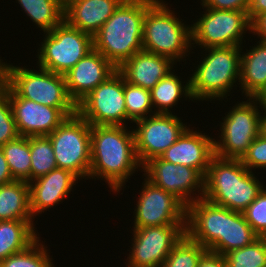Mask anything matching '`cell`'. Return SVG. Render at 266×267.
<instances>
[{"label": "cell", "instance_id": "6da1fadb", "mask_svg": "<svg viewBox=\"0 0 266 267\" xmlns=\"http://www.w3.org/2000/svg\"><path fill=\"white\" fill-rule=\"evenodd\" d=\"M186 235L208 251L225 255L252 244L259 236L242 212L200 198L186 207Z\"/></svg>", "mask_w": 266, "mask_h": 267}, {"label": "cell", "instance_id": "7a4b0ae2", "mask_svg": "<svg viewBox=\"0 0 266 267\" xmlns=\"http://www.w3.org/2000/svg\"><path fill=\"white\" fill-rule=\"evenodd\" d=\"M136 169L142 170V165L136 154L133 129L130 131L126 126L91 125L89 179H104L112 192L119 193L128 182L127 179L135 171L138 172Z\"/></svg>", "mask_w": 266, "mask_h": 267}, {"label": "cell", "instance_id": "3957f363", "mask_svg": "<svg viewBox=\"0 0 266 267\" xmlns=\"http://www.w3.org/2000/svg\"><path fill=\"white\" fill-rule=\"evenodd\" d=\"M156 0H124L93 36V48L117 69L143 51V20Z\"/></svg>", "mask_w": 266, "mask_h": 267}, {"label": "cell", "instance_id": "277c9868", "mask_svg": "<svg viewBox=\"0 0 266 267\" xmlns=\"http://www.w3.org/2000/svg\"><path fill=\"white\" fill-rule=\"evenodd\" d=\"M254 175L240 159L214 156L204 177L203 197L232 211L243 212L264 188Z\"/></svg>", "mask_w": 266, "mask_h": 267}, {"label": "cell", "instance_id": "5b68a950", "mask_svg": "<svg viewBox=\"0 0 266 267\" xmlns=\"http://www.w3.org/2000/svg\"><path fill=\"white\" fill-rule=\"evenodd\" d=\"M0 62V81L9 97H22L58 109H77L68 94L64 75L38 67L39 70Z\"/></svg>", "mask_w": 266, "mask_h": 267}, {"label": "cell", "instance_id": "8992f818", "mask_svg": "<svg viewBox=\"0 0 266 267\" xmlns=\"http://www.w3.org/2000/svg\"><path fill=\"white\" fill-rule=\"evenodd\" d=\"M204 51L205 57L189 77L191 95L197 101H220L230 96L234 84L240 80L243 49L225 46L207 48Z\"/></svg>", "mask_w": 266, "mask_h": 267}, {"label": "cell", "instance_id": "52a82bcc", "mask_svg": "<svg viewBox=\"0 0 266 267\" xmlns=\"http://www.w3.org/2000/svg\"><path fill=\"white\" fill-rule=\"evenodd\" d=\"M167 5L163 0H156L146 10L143 20V51L168 57L175 63L181 60L184 62L186 59L183 58L190 55L192 48L191 26L182 23Z\"/></svg>", "mask_w": 266, "mask_h": 267}, {"label": "cell", "instance_id": "ba28073f", "mask_svg": "<svg viewBox=\"0 0 266 267\" xmlns=\"http://www.w3.org/2000/svg\"><path fill=\"white\" fill-rule=\"evenodd\" d=\"M247 99V101L237 102L222 118L221 136L218 137L221 140H214L215 156L224 159H241L259 135L263 107L258 98Z\"/></svg>", "mask_w": 266, "mask_h": 267}, {"label": "cell", "instance_id": "9c48e42d", "mask_svg": "<svg viewBox=\"0 0 266 267\" xmlns=\"http://www.w3.org/2000/svg\"><path fill=\"white\" fill-rule=\"evenodd\" d=\"M47 137L53 146L57 168L71 171L79 180H87L91 163V125L75 113Z\"/></svg>", "mask_w": 266, "mask_h": 267}, {"label": "cell", "instance_id": "30bf717a", "mask_svg": "<svg viewBox=\"0 0 266 267\" xmlns=\"http://www.w3.org/2000/svg\"><path fill=\"white\" fill-rule=\"evenodd\" d=\"M44 34L37 65L56 74L65 75L93 49V37L65 20Z\"/></svg>", "mask_w": 266, "mask_h": 267}, {"label": "cell", "instance_id": "8fae6325", "mask_svg": "<svg viewBox=\"0 0 266 267\" xmlns=\"http://www.w3.org/2000/svg\"><path fill=\"white\" fill-rule=\"evenodd\" d=\"M202 17L191 25L192 46L213 48L225 46L243 47V36L251 31L246 11L218 10L203 7ZM244 34V35H243ZM195 44V45H194Z\"/></svg>", "mask_w": 266, "mask_h": 267}, {"label": "cell", "instance_id": "7c38bea8", "mask_svg": "<svg viewBox=\"0 0 266 267\" xmlns=\"http://www.w3.org/2000/svg\"><path fill=\"white\" fill-rule=\"evenodd\" d=\"M77 113L90 125L127 126L124 76L117 70L77 104Z\"/></svg>", "mask_w": 266, "mask_h": 267}, {"label": "cell", "instance_id": "4fadbf2b", "mask_svg": "<svg viewBox=\"0 0 266 267\" xmlns=\"http://www.w3.org/2000/svg\"><path fill=\"white\" fill-rule=\"evenodd\" d=\"M186 225L134 228L126 266L161 267L175 245L186 234Z\"/></svg>", "mask_w": 266, "mask_h": 267}, {"label": "cell", "instance_id": "5bb4252c", "mask_svg": "<svg viewBox=\"0 0 266 267\" xmlns=\"http://www.w3.org/2000/svg\"><path fill=\"white\" fill-rule=\"evenodd\" d=\"M142 169L145 172L143 175L148 181L173 194L186 207L193 201L203 198L204 176L194 168L180 164L175 165L161 157H155L146 162Z\"/></svg>", "mask_w": 266, "mask_h": 267}, {"label": "cell", "instance_id": "9a60e30c", "mask_svg": "<svg viewBox=\"0 0 266 267\" xmlns=\"http://www.w3.org/2000/svg\"><path fill=\"white\" fill-rule=\"evenodd\" d=\"M135 123V148L142 166L152 158L160 157L188 128L174 114H154Z\"/></svg>", "mask_w": 266, "mask_h": 267}, {"label": "cell", "instance_id": "2e32d148", "mask_svg": "<svg viewBox=\"0 0 266 267\" xmlns=\"http://www.w3.org/2000/svg\"><path fill=\"white\" fill-rule=\"evenodd\" d=\"M134 209L133 228L186 225V206L173 194L144 178Z\"/></svg>", "mask_w": 266, "mask_h": 267}, {"label": "cell", "instance_id": "e0dca14e", "mask_svg": "<svg viewBox=\"0 0 266 267\" xmlns=\"http://www.w3.org/2000/svg\"><path fill=\"white\" fill-rule=\"evenodd\" d=\"M20 136H48L77 109H58L22 97H9Z\"/></svg>", "mask_w": 266, "mask_h": 267}, {"label": "cell", "instance_id": "ac0fdd59", "mask_svg": "<svg viewBox=\"0 0 266 267\" xmlns=\"http://www.w3.org/2000/svg\"><path fill=\"white\" fill-rule=\"evenodd\" d=\"M116 71L117 68L93 48L64 75L69 96L77 105Z\"/></svg>", "mask_w": 266, "mask_h": 267}, {"label": "cell", "instance_id": "d6986e66", "mask_svg": "<svg viewBox=\"0 0 266 267\" xmlns=\"http://www.w3.org/2000/svg\"><path fill=\"white\" fill-rule=\"evenodd\" d=\"M214 140L205 133L188 128L160 156L175 165H185L198 170L204 177L214 154Z\"/></svg>", "mask_w": 266, "mask_h": 267}, {"label": "cell", "instance_id": "ffe728a7", "mask_svg": "<svg viewBox=\"0 0 266 267\" xmlns=\"http://www.w3.org/2000/svg\"><path fill=\"white\" fill-rule=\"evenodd\" d=\"M78 179L69 170L55 168L48 174L29 182L30 212L33 218L60 204L73 191Z\"/></svg>", "mask_w": 266, "mask_h": 267}, {"label": "cell", "instance_id": "44dd1931", "mask_svg": "<svg viewBox=\"0 0 266 267\" xmlns=\"http://www.w3.org/2000/svg\"><path fill=\"white\" fill-rule=\"evenodd\" d=\"M123 1L64 0V20L93 37Z\"/></svg>", "mask_w": 266, "mask_h": 267}, {"label": "cell", "instance_id": "7402d4cb", "mask_svg": "<svg viewBox=\"0 0 266 267\" xmlns=\"http://www.w3.org/2000/svg\"><path fill=\"white\" fill-rule=\"evenodd\" d=\"M175 62L170 58L140 51L127 59L117 70L126 82L151 90L173 70Z\"/></svg>", "mask_w": 266, "mask_h": 267}, {"label": "cell", "instance_id": "603a6c76", "mask_svg": "<svg viewBox=\"0 0 266 267\" xmlns=\"http://www.w3.org/2000/svg\"><path fill=\"white\" fill-rule=\"evenodd\" d=\"M257 44L241 52L239 84L247 98H258L266 89V42Z\"/></svg>", "mask_w": 266, "mask_h": 267}, {"label": "cell", "instance_id": "cb8c5ba5", "mask_svg": "<svg viewBox=\"0 0 266 267\" xmlns=\"http://www.w3.org/2000/svg\"><path fill=\"white\" fill-rule=\"evenodd\" d=\"M33 219L29 183L13 180L0 185V221Z\"/></svg>", "mask_w": 266, "mask_h": 267}, {"label": "cell", "instance_id": "d4e9b609", "mask_svg": "<svg viewBox=\"0 0 266 267\" xmlns=\"http://www.w3.org/2000/svg\"><path fill=\"white\" fill-rule=\"evenodd\" d=\"M34 220L0 221V262L29 247L37 238Z\"/></svg>", "mask_w": 266, "mask_h": 267}, {"label": "cell", "instance_id": "484cf974", "mask_svg": "<svg viewBox=\"0 0 266 267\" xmlns=\"http://www.w3.org/2000/svg\"><path fill=\"white\" fill-rule=\"evenodd\" d=\"M182 83L186 84L184 85ZM150 92L151 102L156 114H172L170 109L173 106L175 107L182 97L189 98L193 101L190 90V79L182 82L180 76L174 74L173 71L163 77Z\"/></svg>", "mask_w": 266, "mask_h": 267}, {"label": "cell", "instance_id": "4316f807", "mask_svg": "<svg viewBox=\"0 0 266 267\" xmlns=\"http://www.w3.org/2000/svg\"><path fill=\"white\" fill-rule=\"evenodd\" d=\"M43 32L52 31L64 20V0H16Z\"/></svg>", "mask_w": 266, "mask_h": 267}, {"label": "cell", "instance_id": "83f0119b", "mask_svg": "<svg viewBox=\"0 0 266 267\" xmlns=\"http://www.w3.org/2000/svg\"><path fill=\"white\" fill-rule=\"evenodd\" d=\"M1 148L13 178L29 183L31 169L30 136H19L17 139L2 145Z\"/></svg>", "mask_w": 266, "mask_h": 267}, {"label": "cell", "instance_id": "f1b7e54d", "mask_svg": "<svg viewBox=\"0 0 266 267\" xmlns=\"http://www.w3.org/2000/svg\"><path fill=\"white\" fill-rule=\"evenodd\" d=\"M30 182L57 168L55 154L47 136H30Z\"/></svg>", "mask_w": 266, "mask_h": 267}, {"label": "cell", "instance_id": "f546056e", "mask_svg": "<svg viewBox=\"0 0 266 267\" xmlns=\"http://www.w3.org/2000/svg\"><path fill=\"white\" fill-rule=\"evenodd\" d=\"M124 98L127 121L135 123L147 116L156 114L153 111L151 92L140 86L126 82L124 78Z\"/></svg>", "mask_w": 266, "mask_h": 267}, {"label": "cell", "instance_id": "4dcf8cb0", "mask_svg": "<svg viewBox=\"0 0 266 267\" xmlns=\"http://www.w3.org/2000/svg\"><path fill=\"white\" fill-rule=\"evenodd\" d=\"M223 256L227 267H266V237Z\"/></svg>", "mask_w": 266, "mask_h": 267}, {"label": "cell", "instance_id": "1f68e13d", "mask_svg": "<svg viewBox=\"0 0 266 267\" xmlns=\"http://www.w3.org/2000/svg\"><path fill=\"white\" fill-rule=\"evenodd\" d=\"M39 237L25 250L10 255L0 262V267H55L50 258L48 247Z\"/></svg>", "mask_w": 266, "mask_h": 267}, {"label": "cell", "instance_id": "d6a6232c", "mask_svg": "<svg viewBox=\"0 0 266 267\" xmlns=\"http://www.w3.org/2000/svg\"><path fill=\"white\" fill-rule=\"evenodd\" d=\"M206 251L205 247L185 234L169 253L161 267H198L199 260Z\"/></svg>", "mask_w": 266, "mask_h": 267}, {"label": "cell", "instance_id": "836d02e7", "mask_svg": "<svg viewBox=\"0 0 266 267\" xmlns=\"http://www.w3.org/2000/svg\"><path fill=\"white\" fill-rule=\"evenodd\" d=\"M19 136L9 100V91L0 81V147Z\"/></svg>", "mask_w": 266, "mask_h": 267}, {"label": "cell", "instance_id": "e575fe53", "mask_svg": "<svg viewBox=\"0 0 266 267\" xmlns=\"http://www.w3.org/2000/svg\"><path fill=\"white\" fill-rule=\"evenodd\" d=\"M242 213L253 231L259 237H266V186Z\"/></svg>", "mask_w": 266, "mask_h": 267}, {"label": "cell", "instance_id": "d590c367", "mask_svg": "<svg viewBox=\"0 0 266 267\" xmlns=\"http://www.w3.org/2000/svg\"><path fill=\"white\" fill-rule=\"evenodd\" d=\"M240 160L251 172L256 168L266 170V138L258 135Z\"/></svg>", "mask_w": 266, "mask_h": 267}, {"label": "cell", "instance_id": "8d00e7d4", "mask_svg": "<svg viewBox=\"0 0 266 267\" xmlns=\"http://www.w3.org/2000/svg\"><path fill=\"white\" fill-rule=\"evenodd\" d=\"M202 7L218 10L246 11L249 0H201Z\"/></svg>", "mask_w": 266, "mask_h": 267}, {"label": "cell", "instance_id": "74e56055", "mask_svg": "<svg viewBox=\"0 0 266 267\" xmlns=\"http://www.w3.org/2000/svg\"><path fill=\"white\" fill-rule=\"evenodd\" d=\"M198 267H227L224 256L206 251L199 260Z\"/></svg>", "mask_w": 266, "mask_h": 267}, {"label": "cell", "instance_id": "f35d334b", "mask_svg": "<svg viewBox=\"0 0 266 267\" xmlns=\"http://www.w3.org/2000/svg\"><path fill=\"white\" fill-rule=\"evenodd\" d=\"M253 35L257 34V37H260V41L266 42V13L258 15L251 22V31L249 33Z\"/></svg>", "mask_w": 266, "mask_h": 267}, {"label": "cell", "instance_id": "ab89813d", "mask_svg": "<svg viewBox=\"0 0 266 267\" xmlns=\"http://www.w3.org/2000/svg\"><path fill=\"white\" fill-rule=\"evenodd\" d=\"M262 13H266V0H249L248 17L250 22Z\"/></svg>", "mask_w": 266, "mask_h": 267}, {"label": "cell", "instance_id": "60d3db41", "mask_svg": "<svg viewBox=\"0 0 266 267\" xmlns=\"http://www.w3.org/2000/svg\"><path fill=\"white\" fill-rule=\"evenodd\" d=\"M15 180L9 170L3 149L0 147V185Z\"/></svg>", "mask_w": 266, "mask_h": 267}, {"label": "cell", "instance_id": "b9f144b4", "mask_svg": "<svg viewBox=\"0 0 266 267\" xmlns=\"http://www.w3.org/2000/svg\"><path fill=\"white\" fill-rule=\"evenodd\" d=\"M263 110L265 111L263 114V116L261 115L260 118V127H259V135L261 137H265L266 138V108H263Z\"/></svg>", "mask_w": 266, "mask_h": 267}, {"label": "cell", "instance_id": "7bdbcfd3", "mask_svg": "<svg viewBox=\"0 0 266 267\" xmlns=\"http://www.w3.org/2000/svg\"><path fill=\"white\" fill-rule=\"evenodd\" d=\"M258 100L260 101L263 108H266V89L264 92L258 97Z\"/></svg>", "mask_w": 266, "mask_h": 267}]
</instances>
